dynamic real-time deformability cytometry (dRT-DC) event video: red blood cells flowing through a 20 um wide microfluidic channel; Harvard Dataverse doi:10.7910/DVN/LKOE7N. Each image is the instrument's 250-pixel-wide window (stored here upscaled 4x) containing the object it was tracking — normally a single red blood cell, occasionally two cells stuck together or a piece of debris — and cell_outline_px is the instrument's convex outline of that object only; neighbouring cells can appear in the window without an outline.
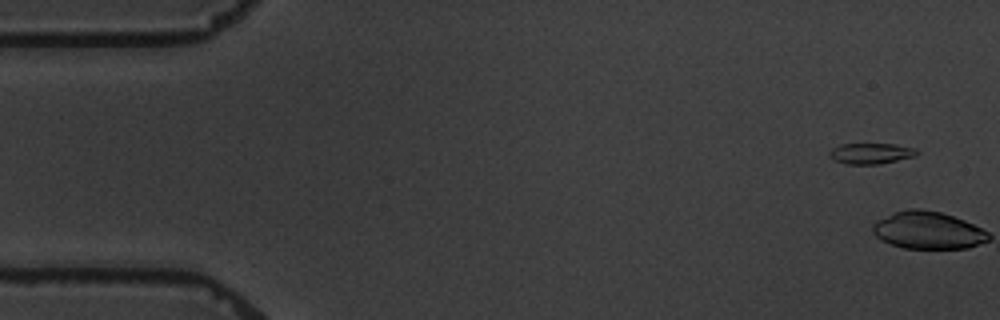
{"species": "common noctule bat (a hibernating species)", "species_latin": "Nyctalus noctula", "temperature_condition": "warm", "stored_images_in_passage": 15, "segment_of_instrument_passage": [1, 2], "camera_frame_rate_fps": 3000, "um_per_image_px": 0.085, "animal": {"sex": "male", "body_mass_g": 19.5, "forearm_length_mm": 54.6}, "frame": {"image": 1, "passage_image": 1, "time_ms": 0.0, "image_size_px": [1000, 320], "cell_outline_px": [[920, 152], [916, 156], [880, 164], [848, 164], [832, 160], [828, 156], [828, 152], [832, 148], [840, 144], [896, 144], [916, 148]], "centroid_in_image_um": [74.03, 13.04], "position_along_channel_um": 11.0, "area_um2": 10.81}}